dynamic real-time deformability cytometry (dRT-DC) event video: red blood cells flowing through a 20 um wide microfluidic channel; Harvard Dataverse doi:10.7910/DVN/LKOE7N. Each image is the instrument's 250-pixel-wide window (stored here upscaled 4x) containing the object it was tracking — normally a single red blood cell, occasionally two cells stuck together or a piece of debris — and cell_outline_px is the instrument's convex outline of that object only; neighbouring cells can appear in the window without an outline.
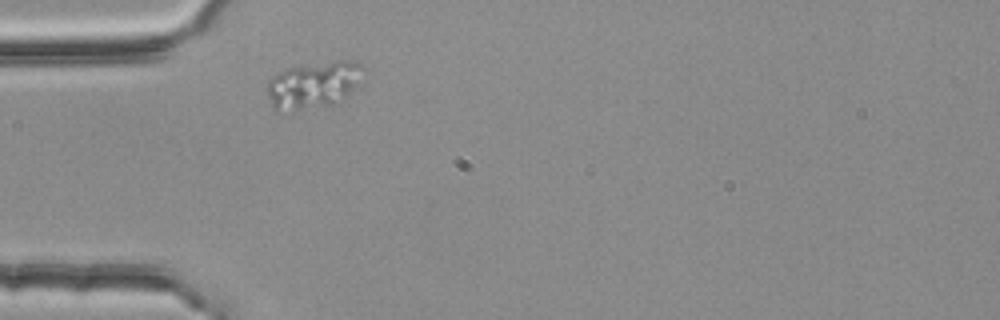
{"species": "common noctule bat (a hibernating species)", "species_latin": "Nyctalus noctula", "temperature_condition": "room temperature", "stored_images_in_passage": 1, "camera_frame_rate_fps": 3000, "um_per_image_px": 0.085, "animal": {"sex": "female", "body_mass_g": 25.1}, "frame": {"image": 1, "passage_image": 1, "time_ms": 0.0, "image_size_px": [1000, 320], "cell_outline_px": [[364, 68], [348, 96], [332, 104], [276, 112], [264, 88], [268, 80], [272, 76], [284, 68], [300, 64], [336, 60], [348, 60], [360, 64]], "centroid_in_image_um": [26.55, 7.17], "position_along_channel_um": 58.4, "area_um2": 26.24}}